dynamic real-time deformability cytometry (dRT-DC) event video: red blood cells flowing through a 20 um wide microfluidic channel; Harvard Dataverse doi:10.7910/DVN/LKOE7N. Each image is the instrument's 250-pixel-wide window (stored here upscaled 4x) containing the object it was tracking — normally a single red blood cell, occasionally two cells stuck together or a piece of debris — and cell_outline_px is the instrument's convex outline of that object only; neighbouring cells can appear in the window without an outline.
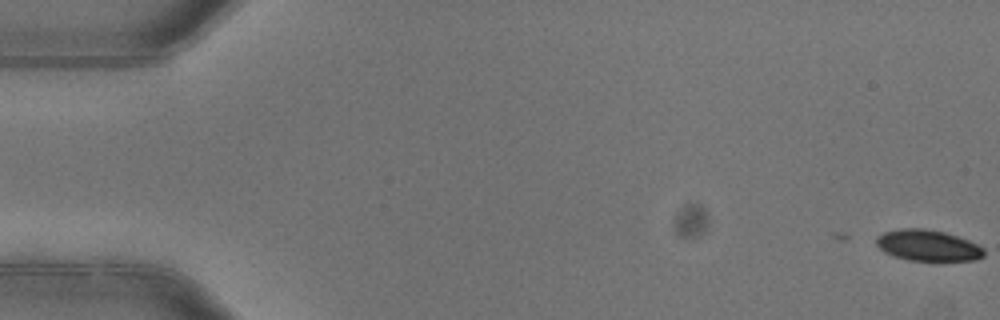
{"species": "common noctule bat (a hibernating species)", "species_latin": "Nyctalus noctula", "temperature_condition": "warm", "stored_images_in_passage": 4, "camera_frame_rate_fps": 3000, "um_per_image_px": 0.085, "animal": {"sex": "female"}, "frame": {"image": 1, "passage_image": 1, "time_ms": 0.0, "image_size_px": [1000, 320], "cell_outline_px": [[984, 256], [976, 260], [936, 264], [908, 260], [884, 252], [876, 244], [876, 236], [884, 232], [900, 228], [924, 228], [944, 232], [968, 240], [984, 248]], "centroid_in_image_um": [78.9, 20.92], "position_along_channel_um": 6.1, "area_um2": 20.35}}